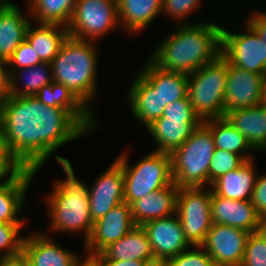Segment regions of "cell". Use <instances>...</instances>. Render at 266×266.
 Returning <instances> with one entry per match:
<instances>
[{
	"mask_svg": "<svg viewBox=\"0 0 266 266\" xmlns=\"http://www.w3.org/2000/svg\"><path fill=\"white\" fill-rule=\"evenodd\" d=\"M2 143L7 156L34 178L49 156L80 138L85 128L67 109L48 107L35 96H7L0 101Z\"/></svg>",
	"mask_w": 266,
	"mask_h": 266,
	"instance_id": "6da1fadb",
	"label": "cell"
},
{
	"mask_svg": "<svg viewBox=\"0 0 266 266\" xmlns=\"http://www.w3.org/2000/svg\"><path fill=\"white\" fill-rule=\"evenodd\" d=\"M222 27L182 24L154 49L150 61L160 69L189 75L221 54Z\"/></svg>",
	"mask_w": 266,
	"mask_h": 266,
	"instance_id": "7a4b0ae2",
	"label": "cell"
},
{
	"mask_svg": "<svg viewBox=\"0 0 266 266\" xmlns=\"http://www.w3.org/2000/svg\"><path fill=\"white\" fill-rule=\"evenodd\" d=\"M94 43L68 35L50 62L54 82L64 84L92 112L98 66Z\"/></svg>",
	"mask_w": 266,
	"mask_h": 266,
	"instance_id": "3957f363",
	"label": "cell"
},
{
	"mask_svg": "<svg viewBox=\"0 0 266 266\" xmlns=\"http://www.w3.org/2000/svg\"><path fill=\"white\" fill-rule=\"evenodd\" d=\"M47 199L50 229L60 232H82L89 240L94 222L90 214L86 184L81 181L55 182Z\"/></svg>",
	"mask_w": 266,
	"mask_h": 266,
	"instance_id": "277c9868",
	"label": "cell"
},
{
	"mask_svg": "<svg viewBox=\"0 0 266 266\" xmlns=\"http://www.w3.org/2000/svg\"><path fill=\"white\" fill-rule=\"evenodd\" d=\"M214 150L212 133L202 123L170 154L173 182L179 188L209 185V165Z\"/></svg>",
	"mask_w": 266,
	"mask_h": 266,
	"instance_id": "5b68a950",
	"label": "cell"
},
{
	"mask_svg": "<svg viewBox=\"0 0 266 266\" xmlns=\"http://www.w3.org/2000/svg\"><path fill=\"white\" fill-rule=\"evenodd\" d=\"M228 61L220 54L188 75V97L202 121L224 118V90Z\"/></svg>",
	"mask_w": 266,
	"mask_h": 266,
	"instance_id": "8992f818",
	"label": "cell"
},
{
	"mask_svg": "<svg viewBox=\"0 0 266 266\" xmlns=\"http://www.w3.org/2000/svg\"><path fill=\"white\" fill-rule=\"evenodd\" d=\"M128 158L125 151L116 159L124 176V202L130 204L173 183L169 153L153 151L131 167Z\"/></svg>",
	"mask_w": 266,
	"mask_h": 266,
	"instance_id": "52a82bcc",
	"label": "cell"
},
{
	"mask_svg": "<svg viewBox=\"0 0 266 266\" xmlns=\"http://www.w3.org/2000/svg\"><path fill=\"white\" fill-rule=\"evenodd\" d=\"M118 26L117 0H76L67 29L71 37L96 42Z\"/></svg>",
	"mask_w": 266,
	"mask_h": 266,
	"instance_id": "ba28073f",
	"label": "cell"
},
{
	"mask_svg": "<svg viewBox=\"0 0 266 266\" xmlns=\"http://www.w3.org/2000/svg\"><path fill=\"white\" fill-rule=\"evenodd\" d=\"M210 188V189H209ZM179 188L176 215L181 221L186 239L192 246H200L212 227L211 195L209 187Z\"/></svg>",
	"mask_w": 266,
	"mask_h": 266,
	"instance_id": "9c48e42d",
	"label": "cell"
},
{
	"mask_svg": "<svg viewBox=\"0 0 266 266\" xmlns=\"http://www.w3.org/2000/svg\"><path fill=\"white\" fill-rule=\"evenodd\" d=\"M246 32L237 34L221 30V55L228 63L258 74H266V43L246 23Z\"/></svg>",
	"mask_w": 266,
	"mask_h": 266,
	"instance_id": "30bf717a",
	"label": "cell"
},
{
	"mask_svg": "<svg viewBox=\"0 0 266 266\" xmlns=\"http://www.w3.org/2000/svg\"><path fill=\"white\" fill-rule=\"evenodd\" d=\"M250 233L236 227L213 223L200 245L215 266H240Z\"/></svg>",
	"mask_w": 266,
	"mask_h": 266,
	"instance_id": "8fae6325",
	"label": "cell"
},
{
	"mask_svg": "<svg viewBox=\"0 0 266 266\" xmlns=\"http://www.w3.org/2000/svg\"><path fill=\"white\" fill-rule=\"evenodd\" d=\"M265 79L266 74L243 70L228 63L224 115L231 110L260 105Z\"/></svg>",
	"mask_w": 266,
	"mask_h": 266,
	"instance_id": "7c38bea8",
	"label": "cell"
},
{
	"mask_svg": "<svg viewBox=\"0 0 266 266\" xmlns=\"http://www.w3.org/2000/svg\"><path fill=\"white\" fill-rule=\"evenodd\" d=\"M135 226L130 205L123 202L115 206L106 215L94 222L91 236L84 244L85 254L87 255L85 259L89 260L93 255L101 253Z\"/></svg>",
	"mask_w": 266,
	"mask_h": 266,
	"instance_id": "4fadbf2b",
	"label": "cell"
},
{
	"mask_svg": "<svg viewBox=\"0 0 266 266\" xmlns=\"http://www.w3.org/2000/svg\"><path fill=\"white\" fill-rule=\"evenodd\" d=\"M142 228L147 234L154 258L171 259L192 247L176 214L148 221Z\"/></svg>",
	"mask_w": 266,
	"mask_h": 266,
	"instance_id": "5bb4252c",
	"label": "cell"
},
{
	"mask_svg": "<svg viewBox=\"0 0 266 266\" xmlns=\"http://www.w3.org/2000/svg\"><path fill=\"white\" fill-rule=\"evenodd\" d=\"M88 189L90 214L93 222L124 202V176L122 166L115 160Z\"/></svg>",
	"mask_w": 266,
	"mask_h": 266,
	"instance_id": "9a60e30c",
	"label": "cell"
},
{
	"mask_svg": "<svg viewBox=\"0 0 266 266\" xmlns=\"http://www.w3.org/2000/svg\"><path fill=\"white\" fill-rule=\"evenodd\" d=\"M211 217L212 223L240 228L249 233L262 230L266 226L251 200L229 199L218 196L213 191Z\"/></svg>",
	"mask_w": 266,
	"mask_h": 266,
	"instance_id": "2e32d148",
	"label": "cell"
},
{
	"mask_svg": "<svg viewBox=\"0 0 266 266\" xmlns=\"http://www.w3.org/2000/svg\"><path fill=\"white\" fill-rule=\"evenodd\" d=\"M36 233L23 240L22 252L30 266H81L86 260L56 244L46 233Z\"/></svg>",
	"mask_w": 266,
	"mask_h": 266,
	"instance_id": "e0dca14e",
	"label": "cell"
},
{
	"mask_svg": "<svg viewBox=\"0 0 266 266\" xmlns=\"http://www.w3.org/2000/svg\"><path fill=\"white\" fill-rule=\"evenodd\" d=\"M30 183L26 168H18L0 182V223L24 224L19 215Z\"/></svg>",
	"mask_w": 266,
	"mask_h": 266,
	"instance_id": "ac0fdd59",
	"label": "cell"
},
{
	"mask_svg": "<svg viewBox=\"0 0 266 266\" xmlns=\"http://www.w3.org/2000/svg\"><path fill=\"white\" fill-rule=\"evenodd\" d=\"M178 191L179 187L173 182L162 190L131 202L130 210L136 226L176 214Z\"/></svg>",
	"mask_w": 266,
	"mask_h": 266,
	"instance_id": "d6986e66",
	"label": "cell"
},
{
	"mask_svg": "<svg viewBox=\"0 0 266 266\" xmlns=\"http://www.w3.org/2000/svg\"><path fill=\"white\" fill-rule=\"evenodd\" d=\"M127 91L128 103L133 115L145 128L162 117L165 104L160 94L138 73Z\"/></svg>",
	"mask_w": 266,
	"mask_h": 266,
	"instance_id": "ffe728a7",
	"label": "cell"
},
{
	"mask_svg": "<svg viewBox=\"0 0 266 266\" xmlns=\"http://www.w3.org/2000/svg\"><path fill=\"white\" fill-rule=\"evenodd\" d=\"M203 123L202 120L160 117L146 127L157 144L154 151L171 154Z\"/></svg>",
	"mask_w": 266,
	"mask_h": 266,
	"instance_id": "44dd1931",
	"label": "cell"
},
{
	"mask_svg": "<svg viewBox=\"0 0 266 266\" xmlns=\"http://www.w3.org/2000/svg\"><path fill=\"white\" fill-rule=\"evenodd\" d=\"M224 118L244 135L253 151H266V107L260 104L231 110Z\"/></svg>",
	"mask_w": 266,
	"mask_h": 266,
	"instance_id": "7402d4cb",
	"label": "cell"
},
{
	"mask_svg": "<svg viewBox=\"0 0 266 266\" xmlns=\"http://www.w3.org/2000/svg\"><path fill=\"white\" fill-rule=\"evenodd\" d=\"M35 97L48 107L67 109L85 128L97 126L95 112L88 109L64 84L53 81L43 86Z\"/></svg>",
	"mask_w": 266,
	"mask_h": 266,
	"instance_id": "603a6c76",
	"label": "cell"
},
{
	"mask_svg": "<svg viewBox=\"0 0 266 266\" xmlns=\"http://www.w3.org/2000/svg\"><path fill=\"white\" fill-rule=\"evenodd\" d=\"M254 159L245 161L240 167L217 178L211 190L218 196L236 200H251L257 175Z\"/></svg>",
	"mask_w": 266,
	"mask_h": 266,
	"instance_id": "cb8c5ba5",
	"label": "cell"
},
{
	"mask_svg": "<svg viewBox=\"0 0 266 266\" xmlns=\"http://www.w3.org/2000/svg\"><path fill=\"white\" fill-rule=\"evenodd\" d=\"M18 6H0V57L9 60L18 48L31 22Z\"/></svg>",
	"mask_w": 266,
	"mask_h": 266,
	"instance_id": "d4e9b609",
	"label": "cell"
},
{
	"mask_svg": "<svg viewBox=\"0 0 266 266\" xmlns=\"http://www.w3.org/2000/svg\"><path fill=\"white\" fill-rule=\"evenodd\" d=\"M139 73L160 94L165 105L188 95V75L170 72L155 66L150 60Z\"/></svg>",
	"mask_w": 266,
	"mask_h": 266,
	"instance_id": "484cf974",
	"label": "cell"
},
{
	"mask_svg": "<svg viewBox=\"0 0 266 266\" xmlns=\"http://www.w3.org/2000/svg\"><path fill=\"white\" fill-rule=\"evenodd\" d=\"M117 8L120 28L137 33L161 14L162 0H117Z\"/></svg>",
	"mask_w": 266,
	"mask_h": 266,
	"instance_id": "4316f807",
	"label": "cell"
},
{
	"mask_svg": "<svg viewBox=\"0 0 266 266\" xmlns=\"http://www.w3.org/2000/svg\"><path fill=\"white\" fill-rule=\"evenodd\" d=\"M102 253L113 260L149 261L154 258L150 243L142 226H135L125 236L106 247Z\"/></svg>",
	"mask_w": 266,
	"mask_h": 266,
	"instance_id": "83f0119b",
	"label": "cell"
},
{
	"mask_svg": "<svg viewBox=\"0 0 266 266\" xmlns=\"http://www.w3.org/2000/svg\"><path fill=\"white\" fill-rule=\"evenodd\" d=\"M38 25L34 27L32 24L29 25L26 40L32 45L42 62L50 63L68 37V29L58 24Z\"/></svg>",
	"mask_w": 266,
	"mask_h": 266,
	"instance_id": "f1b7e54d",
	"label": "cell"
},
{
	"mask_svg": "<svg viewBox=\"0 0 266 266\" xmlns=\"http://www.w3.org/2000/svg\"><path fill=\"white\" fill-rule=\"evenodd\" d=\"M24 85L21 87L17 79ZM51 65L48 62L30 68L16 69L9 73V96H35L38 91L53 82ZM20 87V88H19Z\"/></svg>",
	"mask_w": 266,
	"mask_h": 266,
	"instance_id": "f546056e",
	"label": "cell"
},
{
	"mask_svg": "<svg viewBox=\"0 0 266 266\" xmlns=\"http://www.w3.org/2000/svg\"><path fill=\"white\" fill-rule=\"evenodd\" d=\"M203 124L211 131L215 148L236 153L245 161L253 159L251 154L247 153L249 150L252 152L253 149L244 135L228 123L225 118L208 119L203 121Z\"/></svg>",
	"mask_w": 266,
	"mask_h": 266,
	"instance_id": "4dcf8cb0",
	"label": "cell"
},
{
	"mask_svg": "<svg viewBox=\"0 0 266 266\" xmlns=\"http://www.w3.org/2000/svg\"><path fill=\"white\" fill-rule=\"evenodd\" d=\"M27 11L38 24H58L67 27L76 0H27Z\"/></svg>",
	"mask_w": 266,
	"mask_h": 266,
	"instance_id": "1f68e13d",
	"label": "cell"
},
{
	"mask_svg": "<svg viewBox=\"0 0 266 266\" xmlns=\"http://www.w3.org/2000/svg\"><path fill=\"white\" fill-rule=\"evenodd\" d=\"M209 165V186L220 176L240 167L245 160L238 154L215 148Z\"/></svg>",
	"mask_w": 266,
	"mask_h": 266,
	"instance_id": "d6a6232c",
	"label": "cell"
},
{
	"mask_svg": "<svg viewBox=\"0 0 266 266\" xmlns=\"http://www.w3.org/2000/svg\"><path fill=\"white\" fill-rule=\"evenodd\" d=\"M240 266H266V226L250 233Z\"/></svg>",
	"mask_w": 266,
	"mask_h": 266,
	"instance_id": "836d02e7",
	"label": "cell"
},
{
	"mask_svg": "<svg viewBox=\"0 0 266 266\" xmlns=\"http://www.w3.org/2000/svg\"><path fill=\"white\" fill-rule=\"evenodd\" d=\"M23 225L25 224L0 223V257L22 252L24 236L20 233Z\"/></svg>",
	"mask_w": 266,
	"mask_h": 266,
	"instance_id": "e575fe53",
	"label": "cell"
},
{
	"mask_svg": "<svg viewBox=\"0 0 266 266\" xmlns=\"http://www.w3.org/2000/svg\"><path fill=\"white\" fill-rule=\"evenodd\" d=\"M41 63L42 61L36 54V51L25 39L21 42L11 58L8 60V72L10 73L16 69L30 68Z\"/></svg>",
	"mask_w": 266,
	"mask_h": 266,
	"instance_id": "d590c367",
	"label": "cell"
},
{
	"mask_svg": "<svg viewBox=\"0 0 266 266\" xmlns=\"http://www.w3.org/2000/svg\"><path fill=\"white\" fill-rule=\"evenodd\" d=\"M202 0H162L161 13L175 18V21L180 22V25L190 24L184 23L185 17L192 14V12L199 8ZM198 6V7H197Z\"/></svg>",
	"mask_w": 266,
	"mask_h": 266,
	"instance_id": "8d00e7d4",
	"label": "cell"
},
{
	"mask_svg": "<svg viewBox=\"0 0 266 266\" xmlns=\"http://www.w3.org/2000/svg\"><path fill=\"white\" fill-rule=\"evenodd\" d=\"M192 249L188 248L169 259L170 266H215L214 261L201 246H192Z\"/></svg>",
	"mask_w": 266,
	"mask_h": 266,
	"instance_id": "74e56055",
	"label": "cell"
},
{
	"mask_svg": "<svg viewBox=\"0 0 266 266\" xmlns=\"http://www.w3.org/2000/svg\"><path fill=\"white\" fill-rule=\"evenodd\" d=\"M162 117L184 118V120H201L200 117L195 113L188 95L183 99L168 103L165 106Z\"/></svg>",
	"mask_w": 266,
	"mask_h": 266,
	"instance_id": "f35d334b",
	"label": "cell"
},
{
	"mask_svg": "<svg viewBox=\"0 0 266 266\" xmlns=\"http://www.w3.org/2000/svg\"><path fill=\"white\" fill-rule=\"evenodd\" d=\"M251 202L256 212L266 222V174L257 176Z\"/></svg>",
	"mask_w": 266,
	"mask_h": 266,
	"instance_id": "ab89813d",
	"label": "cell"
},
{
	"mask_svg": "<svg viewBox=\"0 0 266 266\" xmlns=\"http://www.w3.org/2000/svg\"><path fill=\"white\" fill-rule=\"evenodd\" d=\"M89 261L94 266H144L146 261H140V260H113L108 259L102 252L93 255Z\"/></svg>",
	"mask_w": 266,
	"mask_h": 266,
	"instance_id": "60d3db41",
	"label": "cell"
},
{
	"mask_svg": "<svg viewBox=\"0 0 266 266\" xmlns=\"http://www.w3.org/2000/svg\"><path fill=\"white\" fill-rule=\"evenodd\" d=\"M17 169L18 167L5 153L3 143H2V132H1V126H0V178L3 179L5 176L8 177Z\"/></svg>",
	"mask_w": 266,
	"mask_h": 266,
	"instance_id": "b9f144b4",
	"label": "cell"
},
{
	"mask_svg": "<svg viewBox=\"0 0 266 266\" xmlns=\"http://www.w3.org/2000/svg\"><path fill=\"white\" fill-rule=\"evenodd\" d=\"M8 61L0 57V101L9 94V72Z\"/></svg>",
	"mask_w": 266,
	"mask_h": 266,
	"instance_id": "7bdbcfd3",
	"label": "cell"
},
{
	"mask_svg": "<svg viewBox=\"0 0 266 266\" xmlns=\"http://www.w3.org/2000/svg\"><path fill=\"white\" fill-rule=\"evenodd\" d=\"M246 23H248L256 31L258 36L266 43V21L257 12H255L253 15L248 17Z\"/></svg>",
	"mask_w": 266,
	"mask_h": 266,
	"instance_id": "ee69618b",
	"label": "cell"
},
{
	"mask_svg": "<svg viewBox=\"0 0 266 266\" xmlns=\"http://www.w3.org/2000/svg\"><path fill=\"white\" fill-rule=\"evenodd\" d=\"M0 266H30L23 252L14 256L0 257Z\"/></svg>",
	"mask_w": 266,
	"mask_h": 266,
	"instance_id": "f6af8a7d",
	"label": "cell"
},
{
	"mask_svg": "<svg viewBox=\"0 0 266 266\" xmlns=\"http://www.w3.org/2000/svg\"><path fill=\"white\" fill-rule=\"evenodd\" d=\"M55 157H56L57 161L59 162V164L62 165L65 173L67 174L66 179L65 178L62 180L60 179L56 182H71L72 180L73 181H82V180L78 179L77 177H75L72 165L68 159L63 158L59 155H56Z\"/></svg>",
	"mask_w": 266,
	"mask_h": 266,
	"instance_id": "bcb514c9",
	"label": "cell"
},
{
	"mask_svg": "<svg viewBox=\"0 0 266 266\" xmlns=\"http://www.w3.org/2000/svg\"><path fill=\"white\" fill-rule=\"evenodd\" d=\"M144 266H170L169 259L153 258L146 261Z\"/></svg>",
	"mask_w": 266,
	"mask_h": 266,
	"instance_id": "7dc6e473",
	"label": "cell"
},
{
	"mask_svg": "<svg viewBox=\"0 0 266 266\" xmlns=\"http://www.w3.org/2000/svg\"><path fill=\"white\" fill-rule=\"evenodd\" d=\"M264 107H266V79L263 86V92H262V103Z\"/></svg>",
	"mask_w": 266,
	"mask_h": 266,
	"instance_id": "c3c4849f",
	"label": "cell"
},
{
	"mask_svg": "<svg viewBox=\"0 0 266 266\" xmlns=\"http://www.w3.org/2000/svg\"><path fill=\"white\" fill-rule=\"evenodd\" d=\"M11 5H15L12 2H9V0H0V6H11Z\"/></svg>",
	"mask_w": 266,
	"mask_h": 266,
	"instance_id": "681fc988",
	"label": "cell"
},
{
	"mask_svg": "<svg viewBox=\"0 0 266 266\" xmlns=\"http://www.w3.org/2000/svg\"><path fill=\"white\" fill-rule=\"evenodd\" d=\"M81 266H94L89 260H85Z\"/></svg>",
	"mask_w": 266,
	"mask_h": 266,
	"instance_id": "f907efd6",
	"label": "cell"
},
{
	"mask_svg": "<svg viewBox=\"0 0 266 266\" xmlns=\"http://www.w3.org/2000/svg\"><path fill=\"white\" fill-rule=\"evenodd\" d=\"M265 21H266V12L262 13V12H257Z\"/></svg>",
	"mask_w": 266,
	"mask_h": 266,
	"instance_id": "816d5d0a",
	"label": "cell"
}]
</instances>
